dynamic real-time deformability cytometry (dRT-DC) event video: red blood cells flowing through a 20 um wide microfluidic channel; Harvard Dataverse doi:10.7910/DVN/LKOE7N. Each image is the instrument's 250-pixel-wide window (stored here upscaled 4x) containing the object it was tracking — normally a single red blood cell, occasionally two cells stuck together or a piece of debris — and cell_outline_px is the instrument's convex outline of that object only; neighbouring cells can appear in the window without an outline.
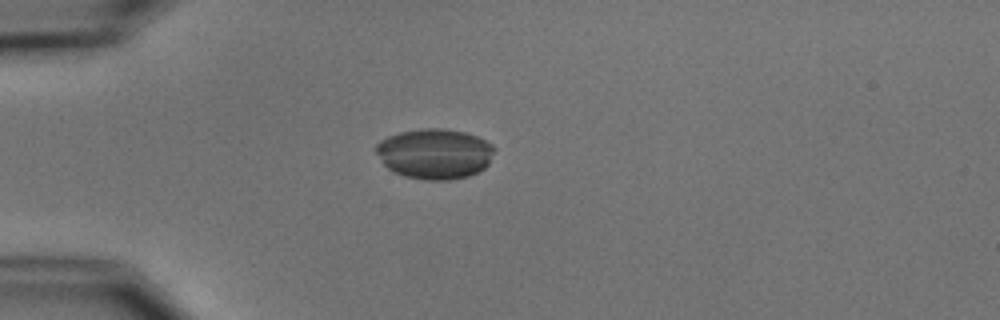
{"species": "common noctule bat (a hibernating species)", "species_latin": "Nyctalus noctula", "temperature_condition": "cold", "stored_images_in_passage": 4, "camera_frame_rate_fps": 3000, "um_per_image_px": 0.085, "animal": {"sex": "male", "body_mass_g": 15.6}, "frame": {"image": 1, "passage_image": 1, "time_ms": 0.0, "image_size_px": [1000, 320], "cell_outline_px": [[496, 148], [488, 164], [484, 168], [468, 176], [448, 180], [428, 180], [404, 176], [392, 172], [384, 164], [376, 152], [376, 144], [380, 140], [388, 136], [400, 132], [424, 128], [440, 128], [464, 132], [476, 136], [492, 144]], "centroid_in_image_um": [36.94, 13.07], "position_along_channel_um": 48.1, "area_um2": 34.62}}